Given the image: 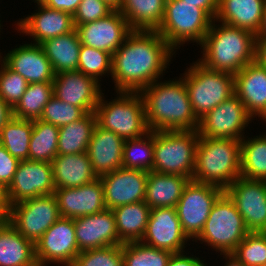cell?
<instances>
[{
    "instance_id": "cell-44",
    "label": "cell",
    "mask_w": 266,
    "mask_h": 266,
    "mask_svg": "<svg viewBox=\"0 0 266 266\" xmlns=\"http://www.w3.org/2000/svg\"><path fill=\"white\" fill-rule=\"evenodd\" d=\"M0 98L13 109L25 93L28 82L20 74L9 69L1 60Z\"/></svg>"
},
{
    "instance_id": "cell-48",
    "label": "cell",
    "mask_w": 266,
    "mask_h": 266,
    "mask_svg": "<svg viewBox=\"0 0 266 266\" xmlns=\"http://www.w3.org/2000/svg\"><path fill=\"white\" fill-rule=\"evenodd\" d=\"M167 266H207L203 260L198 257L186 256L183 252L173 253Z\"/></svg>"
},
{
    "instance_id": "cell-26",
    "label": "cell",
    "mask_w": 266,
    "mask_h": 266,
    "mask_svg": "<svg viewBox=\"0 0 266 266\" xmlns=\"http://www.w3.org/2000/svg\"><path fill=\"white\" fill-rule=\"evenodd\" d=\"M266 0H219L215 22L245 29L257 34Z\"/></svg>"
},
{
    "instance_id": "cell-50",
    "label": "cell",
    "mask_w": 266,
    "mask_h": 266,
    "mask_svg": "<svg viewBox=\"0 0 266 266\" xmlns=\"http://www.w3.org/2000/svg\"><path fill=\"white\" fill-rule=\"evenodd\" d=\"M12 208L8 187L0 183V220H6Z\"/></svg>"
},
{
    "instance_id": "cell-7",
    "label": "cell",
    "mask_w": 266,
    "mask_h": 266,
    "mask_svg": "<svg viewBox=\"0 0 266 266\" xmlns=\"http://www.w3.org/2000/svg\"><path fill=\"white\" fill-rule=\"evenodd\" d=\"M186 71L182 79L198 120L235 95L234 74L208 69L198 61Z\"/></svg>"
},
{
    "instance_id": "cell-23",
    "label": "cell",
    "mask_w": 266,
    "mask_h": 266,
    "mask_svg": "<svg viewBox=\"0 0 266 266\" xmlns=\"http://www.w3.org/2000/svg\"><path fill=\"white\" fill-rule=\"evenodd\" d=\"M38 11L20 19L16 25L20 33L29 35L34 44H41L45 40L72 32L75 29L73 16L69 13L54 10L37 3Z\"/></svg>"
},
{
    "instance_id": "cell-29",
    "label": "cell",
    "mask_w": 266,
    "mask_h": 266,
    "mask_svg": "<svg viewBox=\"0 0 266 266\" xmlns=\"http://www.w3.org/2000/svg\"><path fill=\"white\" fill-rule=\"evenodd\" d=\"M191 179L185 176L148 172L145 203L152 208L174 207Z\"/></svg>"
},
{
    "instance_id": "cell-42",
    "label": "cell",
    "mask_w": 266,
    "mask_h": 266,
    "mask_svg": "<svg viewBox=\"0 0 266 266\" xmlns=\"http://www.w3.org/2000/svg\"><path fill=\"white\" fill-rule=\"evenodd\" d=\"M85 114L86 113L80 107L63 102L53 95L44 106L43 113L39 120L60 128L79 120Z\"/></svg>"
},
{
    "instance_id": "cell-24",
    "label": "cell",
    "mask_w": 266,
    "mask_h": 266,
    "mask_svg": "<svg viewBox=\"0 0 266 266\" xmlns=\"http://www.w3.org/2000/svg\"><path fill=\"white\" fill-rule=\"evenodd\" d=\"M235 95L240 98L248 114L266 116V68L256 61L247 64L234 75Z\"/></svg>"
},
{
    "instance_id": "cell-19",
    "label": "cell",
    "mask_w": 266,
    "mask_h": 266,
    "mask_svg": "<svg viewBox=\"0 0 266 266\" xmlns=\"http://www.w3.org/2000/svg\"><path fill=\"white\" fill-rule=\"evenodd\" d=\"M100 88V83L78 70L55 74L53 80L54 96L85 113L95 111L102 94Z\"/></svg>"
},
{
    "instance_id": "cell-18",
    "label": "cell",
    "mask_w": 266,
    "mask_h": 266,
    "mask_svg": "<svg viewBox=\"0 0 266 266\" xmlns=\"http://www.w3.org/2000/svg\"><path fill=\"white\" fill-rule=\"evenodd\" d=\"M82 45L104 50L111 55L133 31L119 10L107 17L75 27Z\"/></svg>"
},
{
    "instance_id": "cell-11",
    "label": "cell",
    "mask_w": 266,
    "mask_h": 266,
    "mask_svg": "<svg viewBox=\"0 0 266 266\" xmlns=\"http://www.w3.org/2000/svg\"><path fill=\"white\" fill-rule=\"evenodd\" d=\"M60 217L56 197L50 194L13 204L7 220L35 244Z\"/></svg>"
},
{
    "instance_id": "cell-14",
    "label": "cell",
    "mask_w": 266,
    "mask_h": 266,
    "mask_svg": "<svg viewBox=\"0 0 266 266\" xmlns=\"http://www.w3.org/2000/svg\"><path fill=\"white\" fill-rule=\"evenodd\" d=\"M224 192L233 201L249 232H266V181L240 176Z\"/></svg>"
},
{
    "instance_id": "cell-53",
    "label": "cell",
    "mask_w": 266,
    "mask_h": 266,
    "mask_svg": "<svg viewBox=\"0 0 266 266\" xmlns=\"http://www.w3.org/2000/svg\"><path fill=\"white\" fill-rule=\"evenodd\" d=\"M256 38H265L266 37V4H265V8H264V13L262 16V22L260 25V28L257 32V34L255 35Z\"/></svg>"
},
{
    "instance_id": "cell-32",
    "label": "cell",
    "mask_w": 266,
    "mask_h": 266,
    "mask_svg": "<svg viewBox=\"0 0 266 266\" xmlns=\"http://www.w3.org/2000/svg\"><path fill=\"white\" fill-rule=\"evenodd\" d=\"M166 0H123L120 13L132 30L156 31L161 24Z\"/></svg>"
},
{
    "instance_id": "cell-22",
    "label": "cell",
    "mask_w": 266,
    "mask_h": 266,
    "mask_svg": "<svg viewBox=\"0 0 266 266\" xmlns=\"http://www.w3.org/2000/svg\"><path fill=\"white\" fill-rule=\"evenodd\" d=\"M0 60L30 83L53 82L55 73L40 44H24L9 51Z\"/></svg>"
},
{
    "instance_id": "cell-33",
    "label": "cell",
    "mask_w": 266,
    "mask_h": 266,
    "mask_svg": "<svg viewBox=\"0 0 266 266\" xmlns=\"http://www.w3.org/2000/svg\"><path fill=\"white\" fill-rule=\"evenodd\" d=\"M97 125L95 112L59 128L58 155L85 153Z\"/></svg>"
},
{
    "instance_id": "cell-2",
    "label": "cell",
    "mask_w": 266,
    "mask_h": 266,
    "mask_svg": "<svg viewBox=\"0 0 266 266\" xmlns=\"http://www.w3.org/2000/svg\"><path fill=\"white\" fill-rule=\"evenodd\" d=\"M155 81L139 93L143 98L146 122L151 131L198 130L196 118L182 78Z\"/></svg>"
},
{
    "instance_id": "cell-16",
    "label": "cell",
    "mask_w": 266,
    "mask_h": 266,
    "mask_svg": "<svg viewBox=\"0 0 266 266\" xmlns=\"http://www.w3.org/2000/svg\"><path fill=\"white\" fill-rule=\"evenodd\" d=\"M55 189L52 163L22 160L8 187V193L13 205L30 198L54 194Z\"/></svg>"
},
{
    "instance_id": "cell-39",
    "label": "cell",
    "mask_w": 266,
    "mask_h": 266,
    "mask_svg": "<svg viewBox=\"0 0 266 266\" xmlns=\"http://www.w3.org/2000/svg\"><path fill=\"white\" fill-rule=\"evenodd\" d=\"M172 254L141 241L122 244L123 266H167Z\"/></svg>"
},
{
    "instance_id": "cell-54",
    "label": "cell",
    "mask_w": 266,
    "mask_h": 266,
    "mask_svg": "<svg viewBox=\"0 0 266 266\" xmlns=\"http://www.w3.org/2000/svg\"><path fill=\"white\" fill-rule=\"evenodd\" d=\"M223 256L227 261L224 266H245L233 254H223Z\"/></svg>"
},
{
    "instance_id": "cell-49",
    "label": "cell",
    "mask_w": 266,
    "mask_h": 266,
    "mask_svg": "<svg viewBox=\"0 0 266 266\" xmlns=\"http://www.w3.org/2000/svg\"><path fill=\"white\" fill-rule=\"evenodd\" d=\"M203 9L213 20L216 18L219 0H181Z\"/></svg>"
},
{
    "instance_id": "cell-37",
    "label": "cell",
    "mask_w": 266,
    "mask_h": 266,
    "mask_svg": "<svg viewBox=\"0 0 266 266\" xmlns=\"http://www.w3.org/2000/svg\"><path fill=\"white\" fill-rule=\"evenodd\" d=\"M33 120L12 117L0 131V144L20 161L28 160Z\"/></svg>"
},
{
    "instance_id": "cell-21",
    "label": "cell",
    "mask_w": 266,
    "mask_h": 266,
    "mask_svg": "<svg viewBox=\"0 0 266 266\" xmlns=\"http://www.w3.org/2000/svg\"><path fill=\"white\" fill-rule=\"evenodd\" d=\"M79 251L122 245L111 209L74 219Z\"/></svg>"
},
{
    "instance_id": "cell-40",
    "label": "cell",
    "mask_w": 266,
    "mask_h": 266,
    "mask_svg": "<svg viewBox=\"0 0 266 266\" xmlns=\"http://www.w3.org/2000/svg\"><path fill=\"white\" fill-rule=\"evenodd\" d=\"M112 55L81 44L77 70L100 83V76L111 74Z\"/></svg>"
},
{
    "instance_id": "cell-41",
    "label": "cell",
    "mask_w": 266,
    "mask_h": 266,
    "mask_svg": "<svg viewBox=\"0 0 266 266\" xmlns=\"http://www.w3.org/2000/svg\"><path fill=\"white\" fill-rule=\"evenodd\" d=\"M245 266L266 263V232H249L232 253Z\"/></svg>"
},
{
    "instance_id": "cell-52",
    "label": "cell",
    "mask_w": 266,
    "mask_h": 266,
    "mask_svg": "<svg viewBox=\"0 0 266 266\" xmlns=\"http://www.w3.org/2000/svg\"><path fill=\"white\" fill-rule=\"evenodd\" d=\"M12 118V109L0 98V131Z\"/></svg>"
},
{
    "instance_id": "cell-5",
    "label": "cell",
    "mask_w": 266,
    "mask_h": 266,
    "mask_svg": "<svg viewBox=\"0 0 266 266\" xmlns=\"http://www.w3.org/2000/svg\"><path fill=\"white\" fill-rule=\"evenodd\" d=\"M103 95L94 111L99 127L114 132L124 140L142 137L150 131L139 92H117L116 99L109 102L104 101Z\"/></svg>"
},
{
    "instance_id": "cell-46",
    "label": "cell",
    "mask_w": 266,
    "mask_h": 266,
    "mask_svg": "<svg viewBox=\"0 0 266 266\" xmlns=\"http://www.w3.org/2000/svg\"><path fill=\"white\" fill-rule=\"evenodd\" d=\"M19 163L20 160L10 155L6 148L0 144V183L9 187Z\"/></svg>"
},
{
    "instance_id": "cell-28",
    "label": "cell",
    "mask_w": 266,
    "mask_h": 266,
    "mask_svg": "<svg viewBox=\"0 0 266 266\" xmlns=\"http://www.w3.org/2000/svg\"><path fill=\"white\" fill-rule=\"evenodd\" d=\"M0 266H38L35 244L6 220H0Z\"/></svg>"
},
{
    "instance_id": "cell-17",
    "label": "cell",
    "mask_w": 266,
    "mask_h": 266,
    "mask_svg": "<svg viewBox=\"0 0 266 266\" xmlns=\"http://www.w3.org/2000/svg\"><path fill=\"white\" fill-rule=\"evenodd\" d=\"M190 239L184 233L174 207L152 208L141 242L172 253L184 252Z\"/></svg>"
},
{
    "instance_id": "cell-8",
    "label": "cell",
    "mask_w": 266,
    "mask_h": 266,
    "mask_svg": "<svg viewBox=\"0 0 266 266\" xmlns=\"http://www.w3.org/2000/svg\"><path fill=\"white\" fill-rule=\"evenodd\" d=\"M212 21L213 19L197 6L181 0H166L163 20L156 31L174 50L188 41L200 45Z\"/></svg>"
},
{
    "instance_id": "cell-34",
    "label": "cell",
    "mask_w": 266,
    "mask_h": 266,
    "mask_svg": "<svg viewBox=\"0 0 266 266\" xmlns=\"http://www.w3.org/2000/svg\"><path fill=\"white\" fill-rule=\"evenodd\" d=\"M58 139L59 127L39 119L33 120L28 160L52 163L58 155Z\"/></svg>"
},
{
    "instance_id": "cell-4",
    "label": "cell",
    "mask_w": 266,
    "mask_h": 266,
    "mask_svg": "<svg viewBox=\"0 0 266 266\" xmlns=\"http://www.w3.org/2000/svg\"><path fill=\"white\" fill-rule=\"evenodd\" d=\"M241 176V142L199 136L192 180L226 189Z\"/></svg>"
},
{
    "instance_id": "cell-43",
    "label": "cell",
    "mask_w": 266,
    "mask_h": 266,
    "mask_svg": "<svg viewBox=\"0 0 266 266\" xmlns=\"http://www.w3.org/2000/svg\"><path fill=\"white\" fill-rule=\"evenodd\" d=\"M71 266H123L122 245L82 251Z\"/></svg>"
},
{
    "instance_id": "cell-38",
    "label": "cell",
    "mask_w": 266,
    "mask_h": 266,
    "mask_svg": "<svg viewBox=\"0 0 266 266\" xmlns=\"http://www.w3.org/2000/svg\"><path fill=\"white\" fill-rule=\"evenodd\" d=\"M154 131L139 138L125 140L123 146V167L147 172L153 169Z\"/></svg>"
},
{
    "instance_id": "cell-6",
    "label": "cell",
    "mask_w": 266,
    "mask_h": 266,
    "mask_svg": "<svg viewBox=\"0 0 266 266\" xmlns=\"http://www.w3.org/2000/svg\"><path fill=\"white\" fill-rule=\"evenodd\" d=\"M198 142V130L154 131L152 171L192 180Z\"/></svg>"
},
{
    "instance_id": "cell-1",
    "label": "cell",
    "mask_w": 266,
    "mask_h": 266,
    "mask_svg": "<svg viewBox=\"0 0 266 266\" xmlns=\"http://www.w3.org/2000/svg\"><path fill=\"white\" fill-rule=\"evenodd\" d=\"M174 53L157 31L133 30L112 55L116 93L140 92L157 81Z\"/></svg>"
},
{
    "instance_id": "cell-12",
    "label": "cell",
    "mask_w": 266,
    "mask_h": 266,
    "mask_svg": "<svg viewBox=\"0 0 266 266\" xmlns=\"http://www.w3.org/2000/svg\"><path fill=\"white\" fill-rule=\"evenodd\" d=\"M79 253L74 219L67 217H60L35 243L38 266L48 263L71 266Z\"/></svg>"
},
{
    "instance_id": "cell-45",
    "label": "cell",
    "mask_w": 266,
    "mask_h": 266,
    "mask_svg": "<svg viewBox=\"0 0 266 266\" xmlns=\"http://www.w3.org/2000/svg\"><path fill=\"white\" fill-rule=\"evenodd\" d=\"M114 9L102 0H81L73 15L74 26L107 17Z\"/></svg>"
},
{
    "instance_id": "cell-30",
    "label": "cell",
    "mask_w": 266,
    "mask_h": 266,
    "mask_svg": "<svg viewBox=\"0 0 266 266\" xmlns=\"http://www.w3.org/2000/svg\"><path fill=\"white\" fill-rule=\"evenodd\" d=\"M40 45L55 74L77 70L81 42L75 29L67 34L45 40Z\"/></svg>"
},
{
    "instance_id": "cell-56",
    "label": "cell",
    "mask_w": 266,
    "mask_h": 266,
    "mask_svg": "<svg viewBox=\"0 0 266 266\" xmlns=\"http://www.w3.org/2000/svg\"><path fill=\"white\" fill-rule=\"evenodd\" d=\"M35 1L36 3H41L43 0H33Z\"/></svg>"
},
{
    "instance_id": "cell-31",
    "label": "cell",
    "mask_w": 266,
    "mask_h": 266,
    "mask_svg": "<svg viewBox=\"0 0 266 266\" xmlns=\"http://www.w3.org/2000/svg\"><path fill=\"white\" fill-rule=\"evenodd\" d=\"M150 210L151 208L145 201L121 205L112 209L119 240L122 244L141 241L147 228Z\"/></svg>"
},
{
    "instance_id": "cell-9",
    "label": "cell",
    "mask_w": 266,
    "mask_h": 266,
    "mask_svg": "<svg viewBox=\"0 0 266 266\" xmlns=\"http://www.w3.org/2000/svg\"><path fill=\"white\" fill-rule=\"evenodd\" d=\"M249 233L243 217L224 192L215 202L205 226L196 238L222 254H232Z\"/></svg>"
},
{
    "instance_id": "cell-20",
    "label": "cell",
    "mask_w": 266,
    "mask_h": 266,
    "mask_svg": "<svg viewBox=\"0 0 266 266\" xmlns=\"http://www.w3.org/2000/svg\"><path fill=\"white\" fill-rule=\"evenodd\" d=\"M54 196L61 217L75 219L106 209L100 177L79 187L55 189Z\"/></svg>"
},
{
    "instance_id": "cell-3",
    "label": "cell",
    "mask_w": 266,
    "mask_h": 266,
    "mask_svg": "<svg viewBox=\"0 0 266 266\" xmlns=\"http://www.w3.org/2000/svg\"><path fill=\"white\" fill-rule=\"evenodd\" d=\"M255 35L245 29L212 21L200 44L203 56L198 60L208 69L237 74L255 61Z\"/></svg>"
},
{
    "instance_id": "cell-55",
    "label": "cell",
    "mask_w": 266,
    "mask_h": 266,
    "mask_svg": "<svg viewBox=\"0 0 266 266\" xmlns=\"http://www.w3.org/2000/svg\"><path fill=\"white\" fill-rule=\"evenodd\" d=\"M102 1L106 2L114 10H119L123 2V0H102Z\"/></svg>"
},
{
    "instance_id": "cell-47",
    "label": "cell",
    "mask_w": 266,
    "mask_h": 266,
    "mask_svg": "<svg viewBox=\"0 0 266 266\" xmlns=\"http://www.w3.org/2000/svg\"><path fill=\"white\" fill-rule=\"evenodd\" d=\"M81 0H43L41 4L54 10H60L72 16L78 9Z\"/></svg>"
},
{
    "instance_id": "cell-25",
    "label": "cell",
    "mask_w": 266,
    "mask_h": 266,
    "mask_svg": "<svg viewBox=\"0 0 266 266\" xmlns=\"http://www.w3.org/2000/svg\"><path fill=\"white\" fill-rule=\"evenodd\" d=\"M124 142L125 140L114 132L96 125L87 154L98 177L123 167Z\"/></svg>"
},
{
    "instance_id": "cell-15",
    "label": "cell",
    "mask_w": 266,
    "mask_h": 266,
    "mask_svg": "<svg viewBox=\"0 0 266 266\" xmlns=\"http://www.w3.org/2000/svg\"><path fill=\"white\" fill-rule=\"evenodd\" d=\"M148 172L120 167L100 176L106 209L145 201Z\"/></svg>"
},
{
    "instance_id": "cell-10",
    "label": "cell",
    "mask_w": 266,
    "mask_h": 266,
    "mask_svg": "<svg viewBox=\"0 0 266 266\" xmlns=\"http://www.w3.org/2000/svg\"><path fill=\"white\" fill-rule=\"evenodd\" d=\"M223 193L224 189L218 186L193 180L185 186L175 209L189 239L197 242L196 238L202 232L211 209Z\"/></svg>"
},
{
    "instance_id": "cell-36",
    "label": "cell",
    "mask_w": 266,
    "mask_h": 266,
    "mask_svg": "<svg viewBox=\"0 0 266 266\" xmlns=\"http://www.w3.org/2000/svg\"><path fill=\"white\" fill-rule=\"evenodd\" d=\"M53 95V82L28 84L25 93L12 109V117L25 120L40 119L44 106Z\"/></svg>"
},
{
    "instance_id": "cell-13",
    "label": "cell",
    "mask_w": 266,
    "mask_h": 266,
    "mask_svg": "<svg viewBox=\"0 0 266 266\" xmlns=\"http://www.w3.org/2000/svg\"><path fill=\"white\" fill-rule=\"evenodd\" d=\"M251 120L252 117L248 114L243 102L233 95L199 120L198 133L202 137L229 138L240 141L245 138L243 131Z\"/></svg>"
},
{
    "instance_id": "cell-51",
    "label": "cell",
    "mask_w": 266,
    "mask_h": 266,
    "mask_svg": "<svg viewBox=\"0 0 266 266\" xmlns=\"http://www.w3.org/2000/svg\"><path fill=\"white\" fill-rule=\"evenodd\" d=\"M255 61L266 68V37L255 38Z\"/></svg>"
},
{
    "instance_id": "cell-35",
    "label": "cell",
    "mask_w": 266,
    "mask_h": 266,
    "mask_svg": "<svg viewBox=\"0 0 266 266\" xmlns=\"http://www.w3.org/2000/svg\"><path fill=\"white\" fill-rule=\"evenodd\" d=\"M264 134L240 140L241 177L266 181V133Z\"/></svg>"
},
{
    "instance_id": "cell-27",
    "label": "cell",
    "mask_w": 266,
    "mask_h": 266,
    "mask_svg": "<svg viewBox=\"0 0 266 266\" xmlns=\"http://www.w3.org/2000/svg\"><path fill=\"white\" fill-rule=\"evenodd\" d=\"M52 167L56 189L79 187L98 178L92 169L87 152L57 155L52 160Z\"/></svg>"
}]
</instances>
